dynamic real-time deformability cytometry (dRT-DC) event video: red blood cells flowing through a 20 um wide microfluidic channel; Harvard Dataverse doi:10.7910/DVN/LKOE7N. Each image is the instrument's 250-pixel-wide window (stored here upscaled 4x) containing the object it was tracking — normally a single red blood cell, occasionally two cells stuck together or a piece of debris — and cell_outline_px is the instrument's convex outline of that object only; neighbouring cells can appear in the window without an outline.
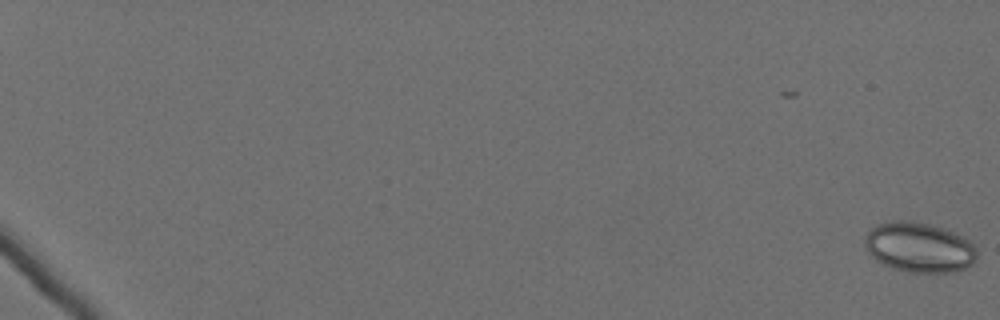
{"species": "Egyptian fruit bat (a non-hibernating species)", "species_latin": "Rousettus aegyptiacus", "temperature_condition": "cold", "stored_images_in_passage": 63, "camera_frame_rate_fps": 3000, "um_per_image_px": 0.085, "animal": {"sex": "female"}, "frame": {"image": 1, "passage_image": 1, "time_ms": 0.0, "image_size_px": [1000, 320], "cell_outline_px": [[976, 260], [972, 264], [964, 268], [952, 272], [912, 272], [892, 268], [876, 260], [868, 252], [864, 244], [864, 236], [876, 224], [892, 220], [912, 220], [932, 224], [944, 228], [968, 240], [976, 248]], "centroid_in_image_um": [78.1, 21.0], "position_along_channel_um": 6.9, "area_um2": 32.71}}
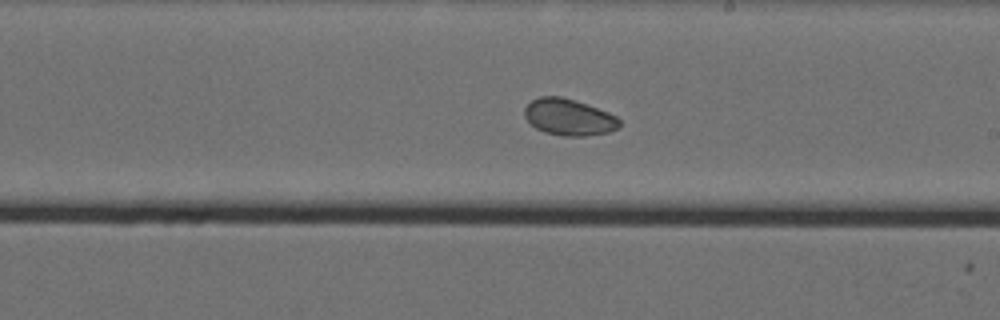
{"frame": {"image": 2, "passage_image": 41, "time_ms": 13.333, "image_size_px": [1000, 320], "cell_outline_px": [[620, 128], [608, 132], [584, 136], [560, 136], [544, 132], [536, 128], [524, 116], [524, 108], [532, 100], [540, 96], [560, 96], [608, 112], [616, 116], [620, 120]], "centroid_in_image_um": [48.34, 9.97], "position_along_channel_um": 240.7, "area_um2": 20.06}}
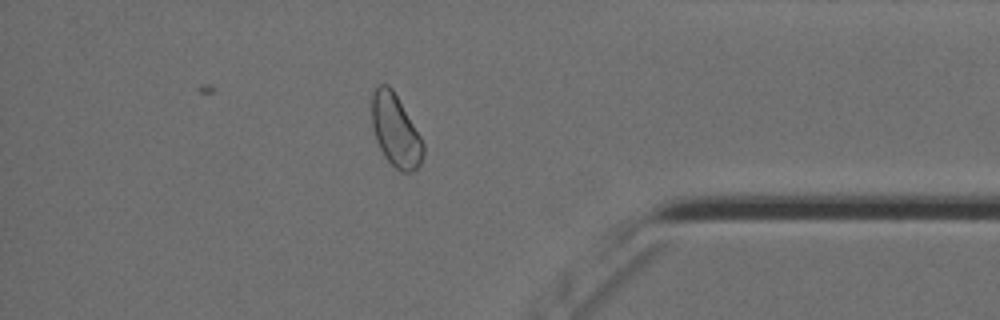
{"frame": {"image": 3, "passage_image": 56, "time_ms": 18.333, "image_size_px": [1000, 320], "cell_outline_px": [[424, 156], [420, 164], [412, 172], [400, 172], [384, 156], [376, 140], [372, 128], [372, 92], [380, 84], [388, 84], [392, 88], [420, 136], [424, 144]], "centroid_in_image_um": [33.62, 11.11], "position_along_channel_um": 401.6, "area_um2": 21.5}}